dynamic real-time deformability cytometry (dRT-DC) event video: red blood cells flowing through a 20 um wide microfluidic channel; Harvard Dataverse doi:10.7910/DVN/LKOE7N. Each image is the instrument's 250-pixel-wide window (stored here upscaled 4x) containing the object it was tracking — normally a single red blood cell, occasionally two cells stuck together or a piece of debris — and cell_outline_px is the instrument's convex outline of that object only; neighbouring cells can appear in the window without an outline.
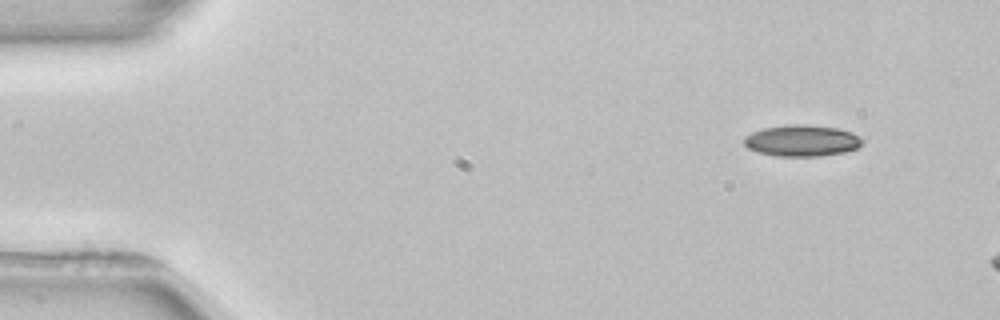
{"species": "common noctule bat (a hibernating species)", "species_latin": "Nyctalus noctula", "temperature_condition": "room temperature", "stored_images_in_passage": 3, "camera_frame_rate_fps": 3000, "um_per_image_px": 0.085, "animal": {"sex": "female", "body_mass_g": 22.7, "forearm_length_mm": 54.2}, "frame": {"image": 1, "passage_image": 1, "time_ms": 0.0, "image_size_px": [1000, 320], "cell_outline_px": [[864, 140], [856, 148], [844, 152], [820, 156], [776, 156], [756, 152], [748, 148], [744, 144], [744, 136], [752, 132], [764, 128], [788, 124], [804, 124], [836, 128], [852, 132], [860, 136]], "centroid_in_image_um": [68.14, 11.95], "position_along_channel_um": 16.9, "area_um2": 21.68}}